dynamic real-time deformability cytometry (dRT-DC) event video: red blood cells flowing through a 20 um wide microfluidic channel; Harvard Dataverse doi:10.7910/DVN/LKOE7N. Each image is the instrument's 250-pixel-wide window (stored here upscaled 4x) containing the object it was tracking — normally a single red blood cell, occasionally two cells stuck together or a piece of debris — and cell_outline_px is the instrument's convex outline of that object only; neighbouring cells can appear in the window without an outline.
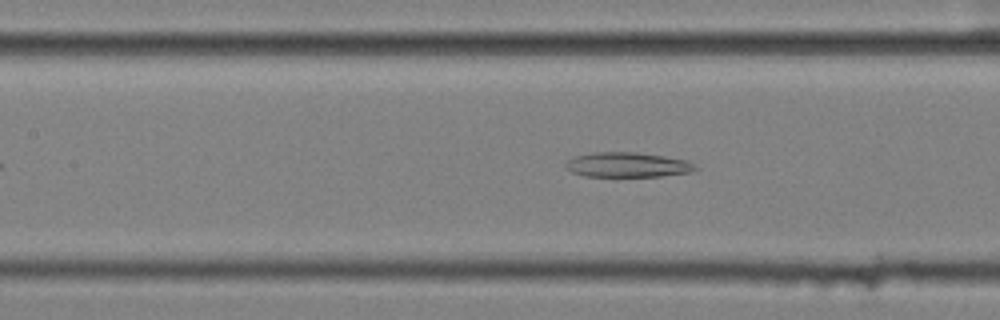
{"species": "common noctule bat (a hibernating species)", "species_latin": "Nyctalus noctula", "temperature_condition": "cold", "stored_images_in_passage": 49, "camera_frame_rate_fps": 3000, "um_per_image_px": 0.085, "animal": {"sex": "female", "body_mass_g": 25.1}, "frame": {"image": 1, "passage_image": 18, "time_ms": 5.667, "image_size_px": [1000, 320], "cell_outline_px": [[700, 168], [692, 172], [660, 176], [584, 176], [572, 172], [564, 164], [568, 160], [576, 156], [596, 152], [636, 152], [664, 156], [688, 160], [696, 164]], "centroid_in_image_um": [53.41, 14.0], "position_along_channel_um": 154.0, "area_um2": 18.79}}
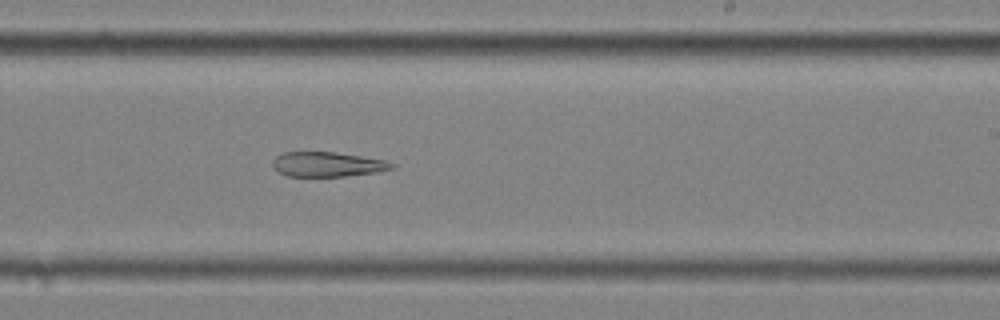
{"frame": {"image": 2, "passage_image": 27, "time_ms": 8.667, "image_size_px": [1000, 320], "cell_outline_px": [[396, 168], [376, 172], [344, 176], [288, 176], [276, 172], [272, 168], [272, 160], [276, 156], [284, 152], [336, 152], [384, 160], [396, 164]], "centroid_in_image_um": [27.8, 13.97], "position_along_channel_um": 261.2, "area_um2": 17.28}}
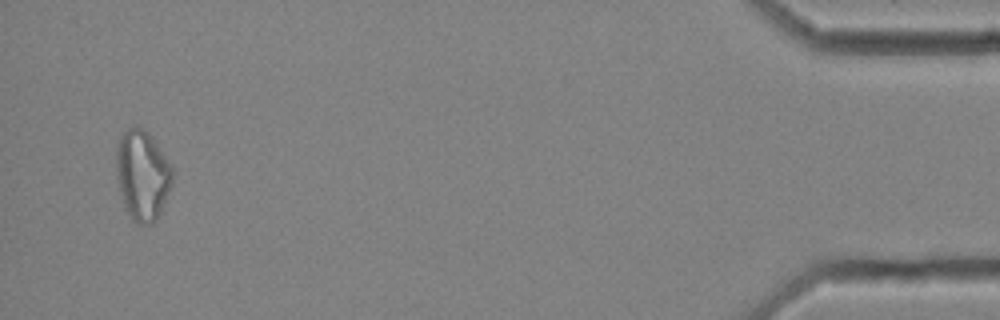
{"frame": {"image": 3, "passage_image": 47, "time_ms": 15.333, "image_size_px": [1000, 320], "cell_outline_px": [[172, 184], [160, 212], [156, 220], [152, 224], [136, 224], [132, 220], [124, 208], [120, 196], [116, 176], [116, 144], [120, 136], [128, 128], [136, 124], [144, 128], [152, 136], [172, 168]], "centroid_in_image_um": [12.06, 14.88], "position_along_channel_um": 423.1, "area_um2": 29.88}}